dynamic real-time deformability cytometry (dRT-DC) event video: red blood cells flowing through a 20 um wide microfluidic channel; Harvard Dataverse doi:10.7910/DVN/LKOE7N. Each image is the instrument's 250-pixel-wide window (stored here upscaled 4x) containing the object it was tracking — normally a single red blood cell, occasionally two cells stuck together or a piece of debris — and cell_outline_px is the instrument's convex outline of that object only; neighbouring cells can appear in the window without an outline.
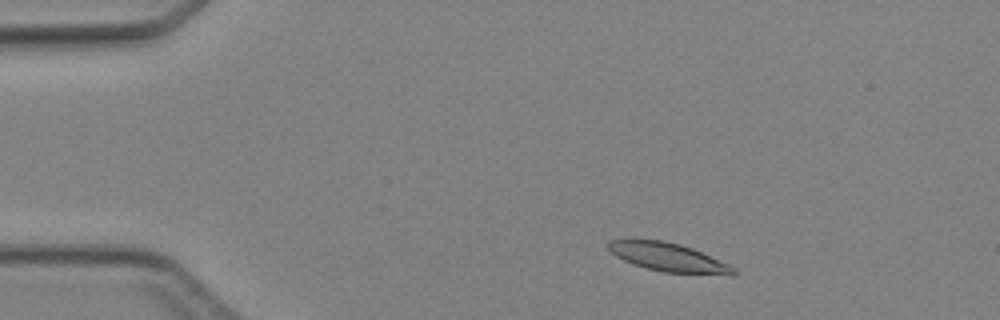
{"species": "Egyptian fruit bat (a non-hibernating species)", "species_latin": "Rousettus aegyptiacus", "temperature_condition": "cold", "stored_images_in_passage": 42, "camera_frame_rate_fps": 3000, "um_per_image_px": 0.085, "animal": {"sex": "female"}, "frame": {"image": 1, "passage_image": 4, "time_ms": 1.0, "image_size_px": [1000, 320], "cell_outline_px": [[736, 276], [732, 276], [664, 272], [648, 268], [624, 260], [616, 256], [608, 248], [608, 240], [664, 240], [680, 244], [692, 248], [728, 264], [736, 268]], "centroid_in_image_um": [56.89, 21.89], "position_along_channel_um": 28.1, "area_um2": 20.69}}
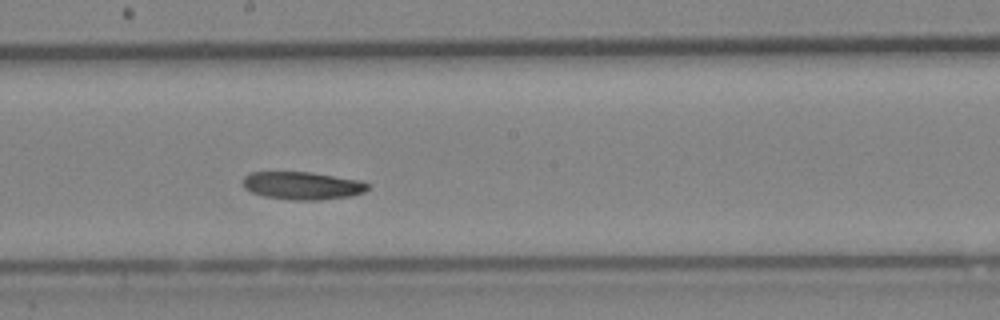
{"frame": {"image": 2, "passage_image": 22, "time_ms": 7.0, "image_size_px": [1000, 320], "cell_outline_px": [[372, 184], [364, 192], [352, 196], [320, 200], [292, 200], [264, 196], [252, 192], [244, 188], [244, 176], [252, 172], [312, 172], [360, 180]], "centroid_in_image_um": [25.75, 15.78], "position_along_channel_um": 222.4, "area_um2": 20.35}}
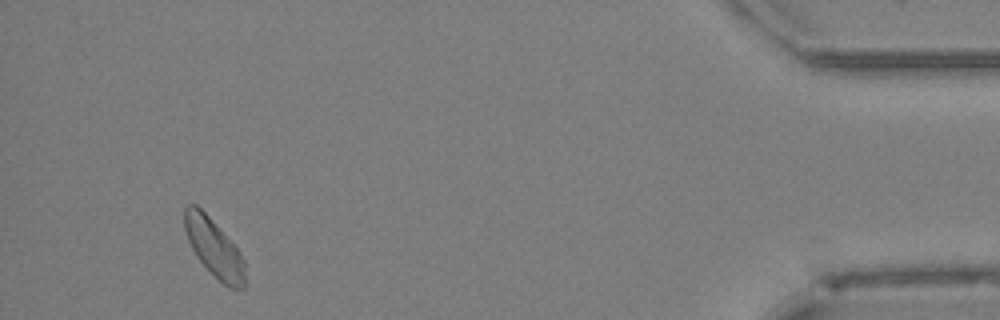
{"frame": {"image": 3, "passage_image": 40, "time_ms": 13.0, "image_size_px": [1000, 320], "cell_outline_px": [[244, 288], [232, 288], [224, 284], [196, 256], [188, 240], [184, 228], [184, 208], [188, 204], [196, 204], [208, 216], [240, 252], [244, 260]], "centroid_in_image_um": [18.17, 21.04], "position_along_channel_um": 417.0, "area_um2": 19.77}}